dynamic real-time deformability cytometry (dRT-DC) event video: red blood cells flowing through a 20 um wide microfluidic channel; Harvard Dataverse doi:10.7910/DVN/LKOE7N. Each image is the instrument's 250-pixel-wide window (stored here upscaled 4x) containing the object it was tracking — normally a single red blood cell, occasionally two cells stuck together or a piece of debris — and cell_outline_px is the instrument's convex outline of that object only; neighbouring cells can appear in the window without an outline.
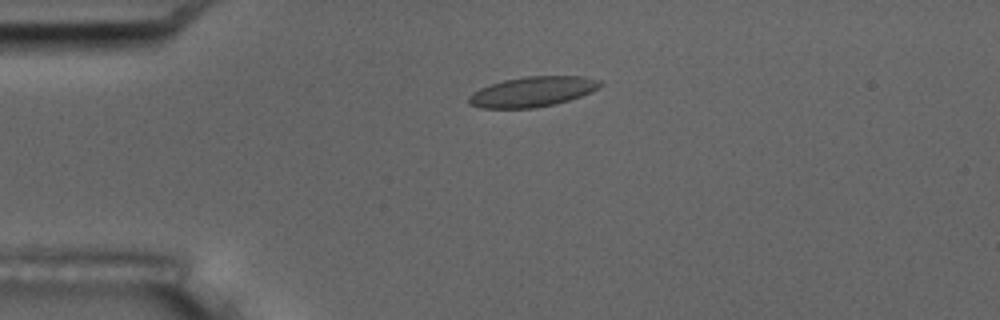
{"species": "common noctule bat (a hibernating species)", "species_latin": "Nyctalus noctula", "temperature_condition": "room temperature", "stored_images_in_passage": 2, "camera_frame_rate_fps": 3000, "um_per_image_px": 0.085, "animal": {"sex": "male", "body_mass_g": 17.5, "forearm_length_mm": 52.3}, "frame": {"image": 1, "passage_image": 1, "time_ms": 0.0, "image_size_px": [1000, 320], "cell_outline_px": [[604, 84], [580, 96], [568, 100], [552, 104], [532, 108], [480, 108], [468, 104], [468, 96], [472, 92], [480, 88], [504, 80], [524, 76], [584, 76], [600, 80]], "centroid_in_image_um": [45.22, 7.79], "position_along_channel_um": 39.8, "area_um2": 22.89}}